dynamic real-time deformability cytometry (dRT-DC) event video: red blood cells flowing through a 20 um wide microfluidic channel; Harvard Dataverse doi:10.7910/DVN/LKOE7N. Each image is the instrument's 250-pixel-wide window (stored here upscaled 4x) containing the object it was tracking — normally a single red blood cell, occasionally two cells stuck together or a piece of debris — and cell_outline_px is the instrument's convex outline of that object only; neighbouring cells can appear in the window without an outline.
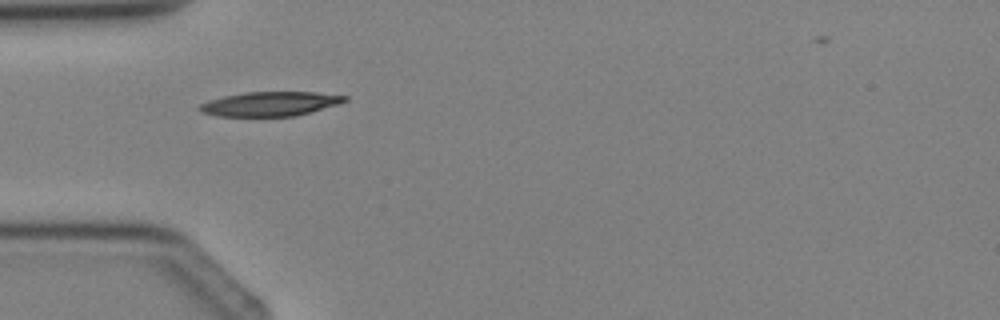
{"species": "Egyptian fruit bat (a non-hibernating species)", "species_latin": "Rousettus aegyptiacus", "temperature_condition": "cold", "stored_images_in_passage": 3, "camera_frame_rate_fps": 3000, "um_per_image_px": 0.085, "animal": {"sex": "female"}, "frame": {"image": 1, "passage_image": 2, "time_ms": 1.333, "image_size_px": [1000, 320], "cell_outline_px": [[348, 100], [340, 104], [312, 112], [296, 116], [216, 116], [200, 112], [196, 108], [200, 104], [224, 96], [244, 92], [316, 92], [348, 96]], "centroid_in_image_um": [22.99, 8.83], "position_along_channel_um": 62.0, "area_um2": 20.75}}
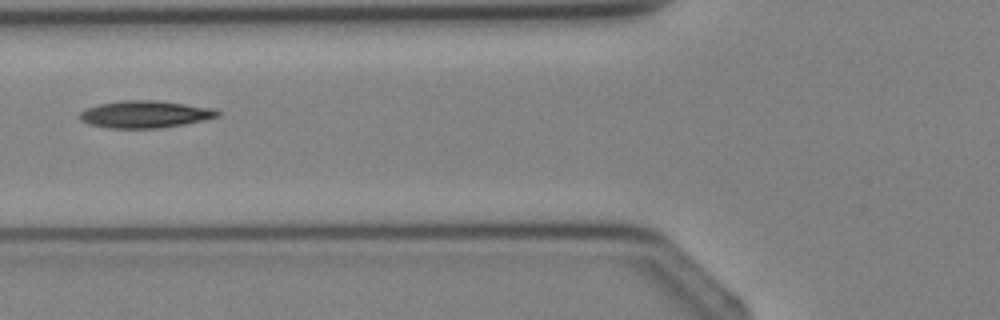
{"frame": {"image": 2, "passage_image": 3, "time_ms": 2.333, "image_size_px": [1000, 320], "cell_outline_px": [[220, 116], [184, 124], [160, 128], [104, 128], [88, 124], [80, 120], [80, 112], [88, 108], [100, 104], [124, 100], [152, 100], [216, 108], [220, 112]], "centroid_in_image_um": [12.33, 9.72], "position_along_channel_um": 113.5, "area_um2": 21.73}}